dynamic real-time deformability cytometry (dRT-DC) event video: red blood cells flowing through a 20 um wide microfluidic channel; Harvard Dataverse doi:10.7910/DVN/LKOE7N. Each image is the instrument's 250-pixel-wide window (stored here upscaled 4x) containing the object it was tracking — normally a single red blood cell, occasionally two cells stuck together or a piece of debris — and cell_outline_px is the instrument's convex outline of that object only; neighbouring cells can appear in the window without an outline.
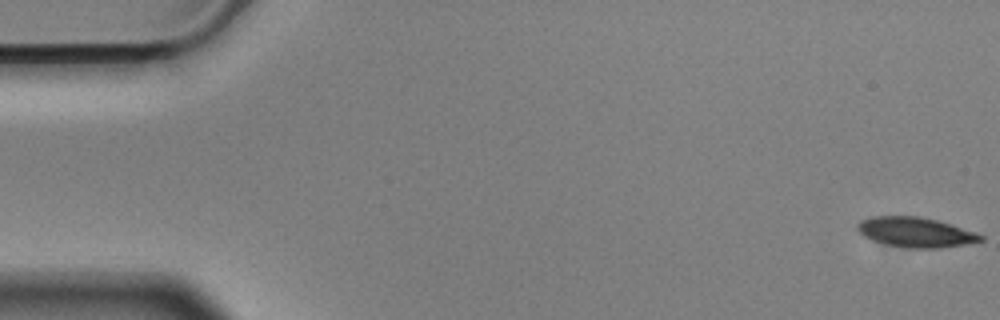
{"species": "Egyptian fruit bat (a non-hibernating species)", "species_latin": "Rousettus aegyptiacus", "temperature_condition": "cold", "stored_images_in_passage": 9, "camera_frame_rate_fps": 3000, "um_per_image_px": 0.085, "animal": {"sex": "male"}, "frame": {"image": 1, "passage_image": 1, "time_ms": 0.0, "image_size_px": [1000, 320], "cell_outline_px": [[984, 240], [940, 248], [912, 248], [888, 244], [872, 240], [864, 236], [856, 228], [856, 224], [860, 220], [872, 216], [920, 216], [952, 224], [984, 236]], "centroid_in_image_um": [77.79, 19.72], "position_along_channel_um": 7.2, "area_um2": 21.27}}